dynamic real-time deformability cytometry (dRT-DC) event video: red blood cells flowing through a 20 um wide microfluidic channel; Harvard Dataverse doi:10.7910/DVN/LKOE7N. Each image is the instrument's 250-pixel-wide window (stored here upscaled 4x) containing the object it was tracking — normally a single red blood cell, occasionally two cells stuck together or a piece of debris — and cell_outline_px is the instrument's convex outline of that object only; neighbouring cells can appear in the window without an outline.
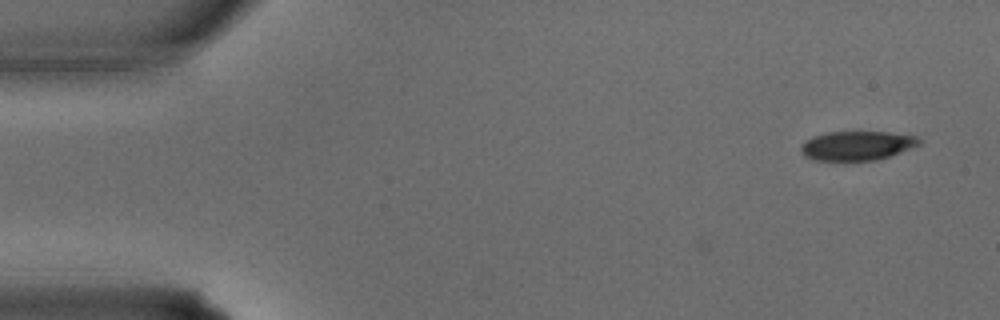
{"species": "common noctule bat (a hibernating species)", "species_latin": "Nyctalus noctula", "temperature_condition": "warm", "stored_images_in_passage": 13, "segment_of_instrument_passage": [1, 2], "camera_frame_rate_fps": 3000, "um_per_image_px": 0.085, "animal": {"sex": "male", "body_mass_g": 15.6}, "frame": {"image": 1, "passage_image": 1, "time_ms": 0.0, "image_size_px": [1000, 320], "cell_outline_px": [[920, 144], [900, 152], [876, 160], [812, 160], [804, 156], [800, 152], [800, 144], [804, 140], [812, 136], [828, 132], [888, 132], [916, 136], [920, 140]], "centroid_in_image_um": [72.77, 12.37], "position_along_channel_um": 12.2, "area_um2": 20.11}}
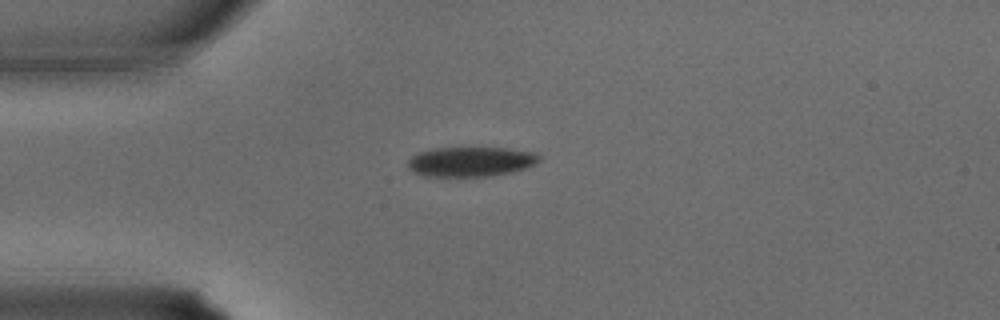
{"frame": {"image": 2, "passage_image": 8, "time_ms": 2.333, "image_size_px": [1000, 320], "cell_outline_px": [[540, 160], [524, 168], [512, 172], [488, 176], [424, 176], [412, 172], [408, 168], [408, 160], [412, 156], [420, 152], [436, 148], [508, 148], [532, 152], [540, 156]], "centroid_in_image_um": [39.98, 13.74], "position_along_channel_um": 45.0, "area_um2": 22.54}}